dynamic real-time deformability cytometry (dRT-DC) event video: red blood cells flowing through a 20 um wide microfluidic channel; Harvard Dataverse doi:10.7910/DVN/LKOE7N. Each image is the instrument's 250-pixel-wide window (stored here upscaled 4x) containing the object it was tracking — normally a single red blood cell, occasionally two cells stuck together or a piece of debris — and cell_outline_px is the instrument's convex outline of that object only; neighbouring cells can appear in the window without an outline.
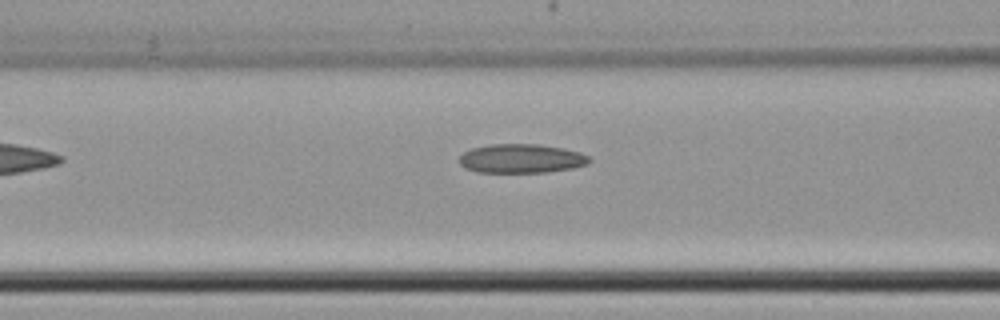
{"species": "common noctule bat (a hibernating species)", "species_latin": "Nyctalus noctula", "temperature_condition": "cold", "stored_images_in_passage": 3, "camera_frame_rate_fps": 3000, "um_per_image_px": 0.085, "animal": {"sex": "female", "body_mass_g": 22.7, "forearm_length_mm": 54.2}, "frame": {"image": 1, "passage_image": 3, "time_ms": 2.667, "image_size_px": [1000, 320], "cell_outline_px": [[592, 160], [588, 164], [572, 168], [548, 172], [476, 172], [464, 168], [460, 164], [460, 156], [464, 152], [472, 148], [488, 144], [540, 144], [564, 148], [580, 152], [588, 156]], "centroid_in_image_um": [44.32, 13.47], "position_along_channel_um": 122.3, "area_um2": 22.14}}